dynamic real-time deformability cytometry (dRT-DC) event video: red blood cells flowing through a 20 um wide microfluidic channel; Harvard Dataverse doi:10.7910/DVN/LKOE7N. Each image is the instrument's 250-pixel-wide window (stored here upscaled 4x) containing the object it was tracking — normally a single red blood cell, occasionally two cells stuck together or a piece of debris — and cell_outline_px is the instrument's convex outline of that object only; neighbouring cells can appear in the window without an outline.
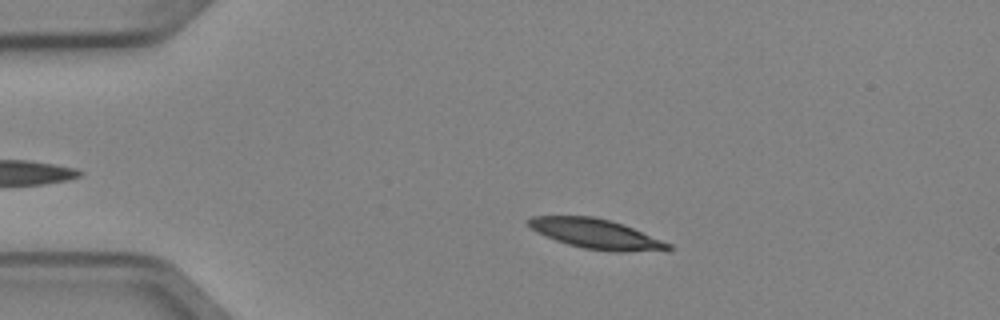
{"species": "Egyptian fruit bat (a non-hibernating species)", "species_latin": "Rousettus aegyptiacus", "temperature_condition": "cold", "stored_images_in_passage": 2, "camera_frame_rate_fps": 3000, "um_per_image_px": 0.085, "animal": {"sex": "female"}, "frame": {"image": 1, "passage_image": 1, "time_ms": 0.0, "image_size_px": [1000, 320], "cell_outline_px": [[672, 248], [668, 252], [612, 252], [584, 248], [568, 244], [556, 240], [536, 232], [528, 224], [528, 220], [532, 216], [592, 216], [608, 220], [632, 228], [672, 244]], "centroid_in_image_um": [50.75, 19.91], "position_along_channel_um": 34.3, "area_um2": 24.28}}